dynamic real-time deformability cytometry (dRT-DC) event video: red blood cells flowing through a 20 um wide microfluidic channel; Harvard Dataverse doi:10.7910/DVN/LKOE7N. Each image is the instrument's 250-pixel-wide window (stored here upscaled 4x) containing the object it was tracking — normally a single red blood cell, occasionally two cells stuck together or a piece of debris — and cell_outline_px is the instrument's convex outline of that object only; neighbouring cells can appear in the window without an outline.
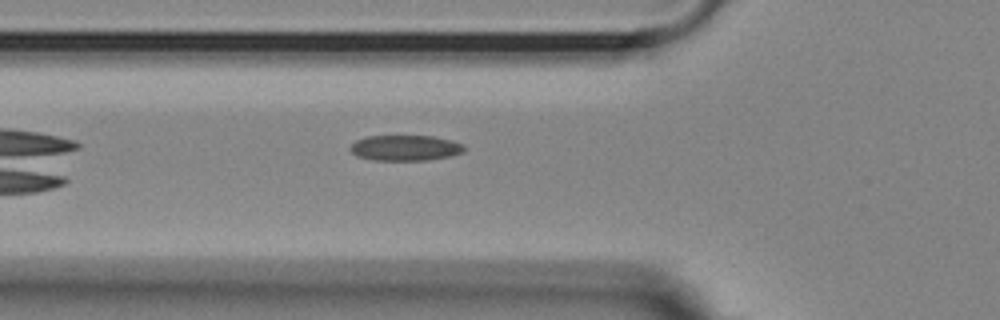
{"species": "Egyptian fruit bat (a non-hibernating species)", "species_latin": "Rousettus aegyptiacus", "temperature_condition": "room temperature", "stored_images_in_passage": 36, "camera_frame_rate_fps": 3000, "um_per_image_px": 0.085, "animal": {"sex": "female"}, "frame": {"image": 1, "passage_image": 2, "time_ms": 0.333, "image_size_px": [1000, 320], "cell_outline_px": [[464, 152], [452, 156], [428, 160], [372, 160], [356, 156], [348, 148], [356, 140], [364, 136], [432, 136], [452, 140], [464, 144]], "centroid_in_image_um": [34.45, 12.57], "position_along_channel_um": 91.4, "area_um2": 17.17}}
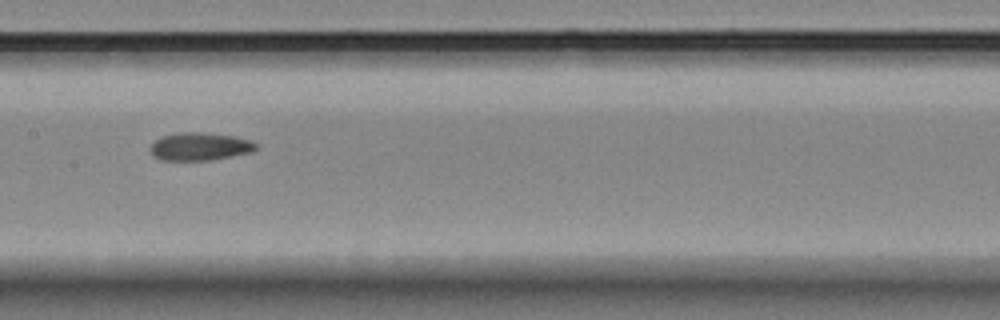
{"frame": {"image": 2, "passage_image": 10, "time_ms": 3.0, "image_size_px": [1000, 320], "cell_outline_px": [[256, 148], [252, 152], [212, 160], [160, 160], [152, 156], [148, 148], [156, 140], [164, 136], [176, 132], [204, 132], [236, 136], [252, 140], [256, 144]], "centroid_in_image_um": [16.98, 12.45], "position_along_channel_um": 190.4, "area_um2": 17.4}}
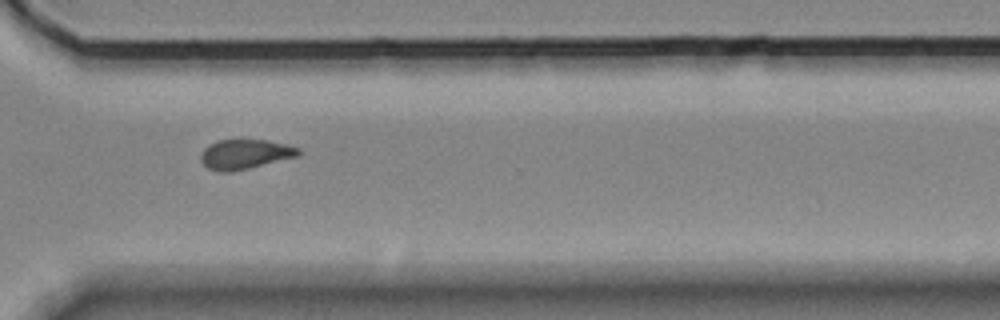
{"frame": {"image": 3, "passage_image": 23, "time_ms": 7.333, "image_size_px": [1000, 320], "cell_outline_px": [[300, 156], [232, 172], [216, 172], [208, 168], [200, 160], [200, 156], [204, 148], [208, 144], [216, 140], [268, 140], [288, 144], [300, 148]], "centroid_in_image_um": [20.83, 13.11], "position_along_channel_um": 349.8, "area_um2": 17.17}}